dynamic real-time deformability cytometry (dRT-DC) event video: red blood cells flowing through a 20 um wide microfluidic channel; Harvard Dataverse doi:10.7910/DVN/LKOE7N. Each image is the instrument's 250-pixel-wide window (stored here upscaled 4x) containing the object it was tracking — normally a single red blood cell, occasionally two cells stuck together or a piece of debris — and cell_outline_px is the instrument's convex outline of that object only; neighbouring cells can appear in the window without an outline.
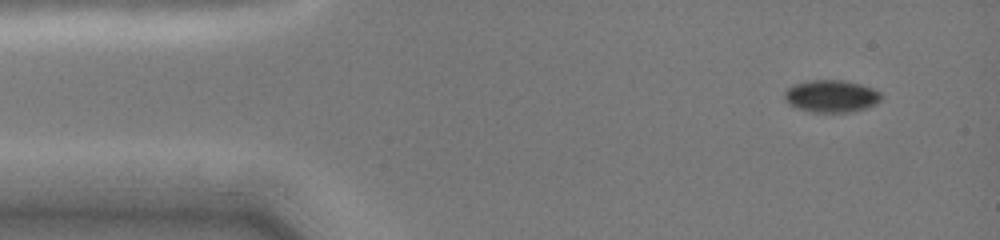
{"species": "common noctule bat (a hibernating species)", "species_latin": "Nyctalus noctula", "temperature_condition": "cold", "stored_images_in_passage": 7, "camera_frame_rate_fps": 3000, "um_per_image_px": 0.085, "animal": {"sex": "female", "body_mass_g": 19.0, "forearm_length_mm": 51.5}, "frame": {"image": 1, "passage_image": 1, "time_ms": 0.0, "image_size_px": [1000, 240], "cell_outline_px": [[880, 100], [876, 104], [868, 108], [848, 112], [812, 112], [796, 108], [788, 104], [784, 100], [784, 92], [788, 88], [804, 80], [844, 80], [860, 84], [872, 88], [880, 92]], "centroid_in_image_um": [70.63, 8.17], "position_along_channel_um": 14.4, "area_um2": 18.32}}
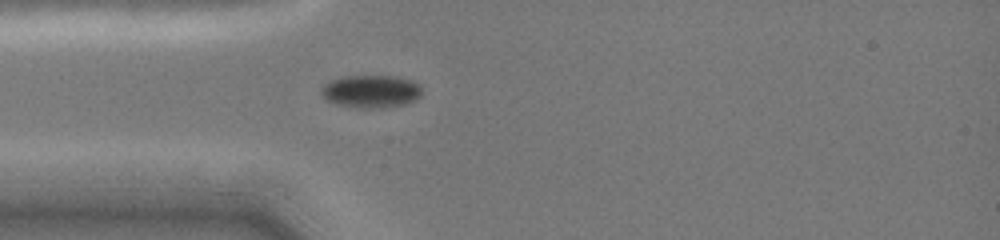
{"frame": {"image": 2, "passage_image": 7, "time_ms": 3.0, "image_size_px": [1000, 240], "cell_outline_px": [[420, 96], [416, 100], [404, 104], [384, 108], [360, 108], [336, 104], [328, 100], [320, 92], [320, 88], [324, 84], [332, 80], [344, 76], [392, 76], [412, 80], [420, 84]], "centroid_in_image_um": [31.54, 7.77], "position_along_channel_um": 53.5, "area_um2": 19.19}}